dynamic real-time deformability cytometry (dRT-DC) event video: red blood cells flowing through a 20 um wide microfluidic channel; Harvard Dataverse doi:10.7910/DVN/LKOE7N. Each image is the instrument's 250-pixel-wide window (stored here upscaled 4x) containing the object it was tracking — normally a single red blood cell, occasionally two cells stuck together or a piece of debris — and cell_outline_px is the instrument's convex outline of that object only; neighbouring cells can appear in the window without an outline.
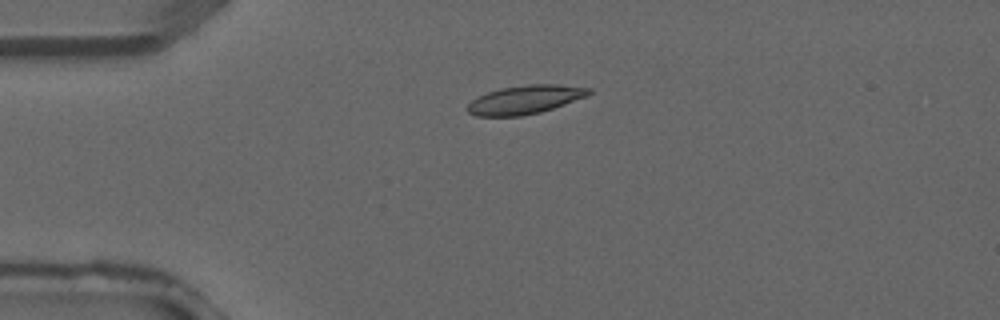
{"species": "common noctule bat (a hibernating species)", "species_latin": "Nyctalus noctula", "temperature_condition": "warm", "stored_images_in_passage": 2, "camera_frame_rate_fps": 3000, "um_per_image_px": 0.085, "animal": {"sex": "male", "forearm_length_mm": 52.5}, "frame": {"image": 1, "passage_image": 2, "time_ms": 0.333, "image_size_px": [1000, 320], "cell_outline_px": [[592, 92], [588, 96], [540, 112], [520, 116], [476, 116], [468, 112], [464, 108], [472, 100], [488, 92], [500, 88], [528, 84], [560, 84], [592, 88]], "centroid_in_image_um": [44.64, 8.46], "position_along_channel_um": 40.4, "area_um2": 20.29}}